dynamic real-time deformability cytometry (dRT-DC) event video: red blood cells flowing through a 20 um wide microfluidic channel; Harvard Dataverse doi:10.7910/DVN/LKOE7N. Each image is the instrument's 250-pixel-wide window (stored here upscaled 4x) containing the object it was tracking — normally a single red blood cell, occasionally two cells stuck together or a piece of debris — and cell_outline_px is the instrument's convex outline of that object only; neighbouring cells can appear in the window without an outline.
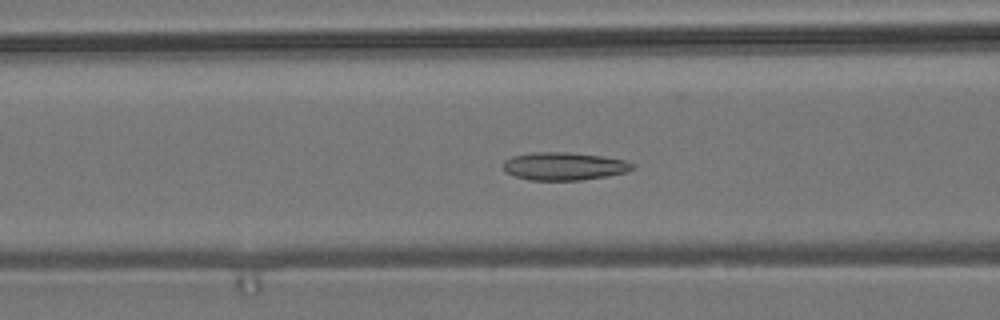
{"species": "common noctule bat (a hibernating species)", "species_latin": "Nyctalus noctula", "temperature_condition": "room temperature", "stored_images_in_passage": 55, "segment_of_instrument_passage": [1, 2], "camera_frame_rate_fps": 3000, "um_per_image_px": 0.085, "animal": {"sex": "male", "body_mass_g": 19.2, "forearm_length_mm": 51.8}, "frame": {"image": 1, "passage_image": 21, "time_ms": 6.667, "image_size_px": [1000, 320], "cell_outline_px": [[636, 164], [628, 172], [608, 176], [580, 180], [528, 180], [504, 172], [504, 160], [512, 156], [532, 152], [568, 152], [604, 156], [624, 160]], "centroid_in_image_um": [47.95, 14.12], "position_along_channel_um": 118.6, "area_um2": 21.15}}
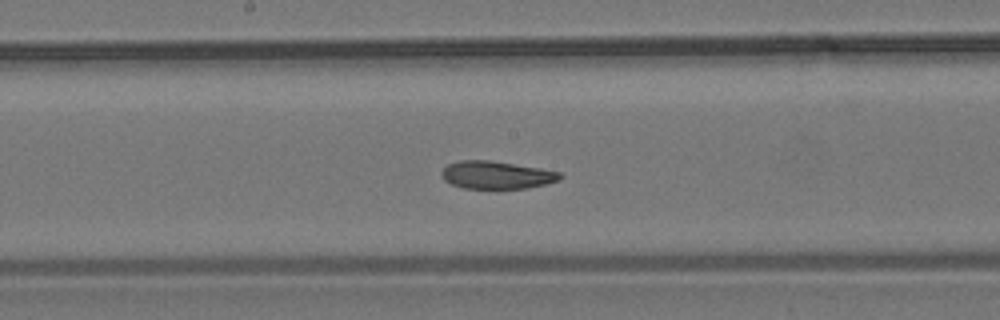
{"frame": {"image": 2, "passage_image": 28, "time_ms": 9.0, "image_size_px": [1000, 320], "cell_outline_px": [[564, 176], [560, 180], [528, 188], [464, 188], [452, 184], [444, 180], [440, 172], [448, 164], [460, 160], [488, 160], [540, 168], [560, 172]], "centroid_in_image_um": [42.21, 14.87], "position_along_channel_um": 206.0, "area_um2": 19.02}}
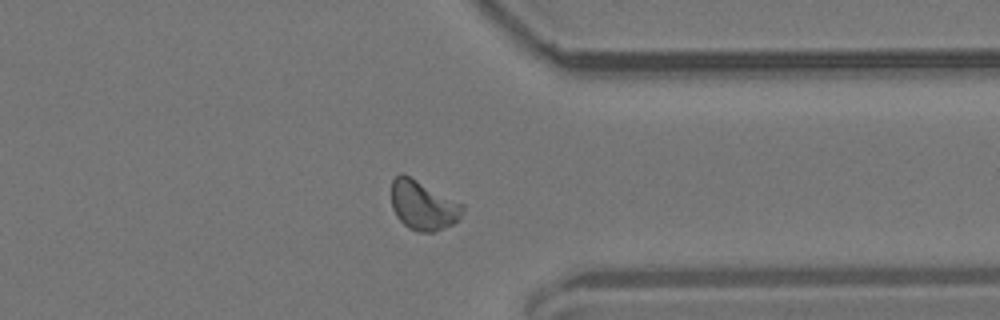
{"frame": {"image": 3, "passage_image": 42, "time_ms": 13.667, "image_size_px": [1000, 320], "cell_outline_px": [[464, 208], [460, 220], [444, 228], [432, 232], [416, 232], [408, 228], [396, 216], [392, 208], [392, 180], [400, 172], [404, 172], [464, 204]], "centroid_in_image_um": [35.97, 17.43], "position_along_channel_um": 375.4, "area_um2": 20.87}}